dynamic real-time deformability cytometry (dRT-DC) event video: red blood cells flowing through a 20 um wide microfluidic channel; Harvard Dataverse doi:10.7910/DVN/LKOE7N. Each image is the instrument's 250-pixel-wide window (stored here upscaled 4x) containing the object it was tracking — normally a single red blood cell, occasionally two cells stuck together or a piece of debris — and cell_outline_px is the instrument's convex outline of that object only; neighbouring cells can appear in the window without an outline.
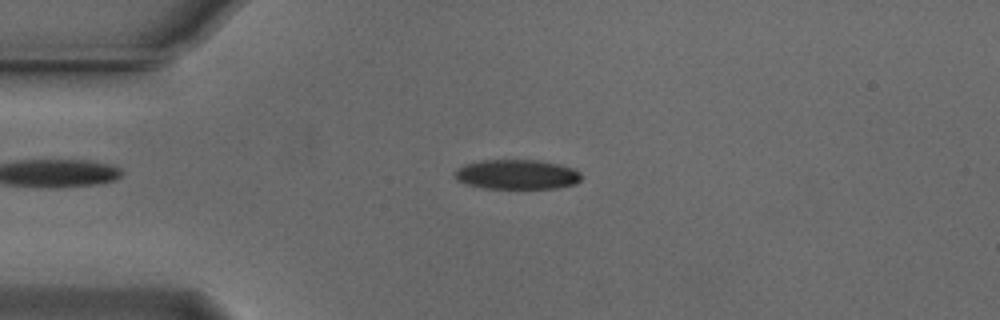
{"species": "Egyptian fruit bat (a non-hibernating species)", "species_latin": "Rousettus aegyptiacus", "temperature_condition": "cold", "stored_images_in_passage": 53, "camera_frame_rate_fps": 3000, "um_per_image_px": 0.085, "animal": {"sex": "male"}, "frame": {"image": 1, "passage_image": 12, "time_ms": 3.667, "image_size_px": [1000, 320], "cell_outline_px": [[580, 180], [576, 184], [556, 188], [484, 188], [468, 184], [456, 180], [452, 176], [464, 164], [480, 160], [540, 160], [560, 164], [572, 168], [580, 172]], "centroid_in_image_um": [43.94, 14.82], "position_along_channel_um": 41.1, "area_um2": 21.91}}
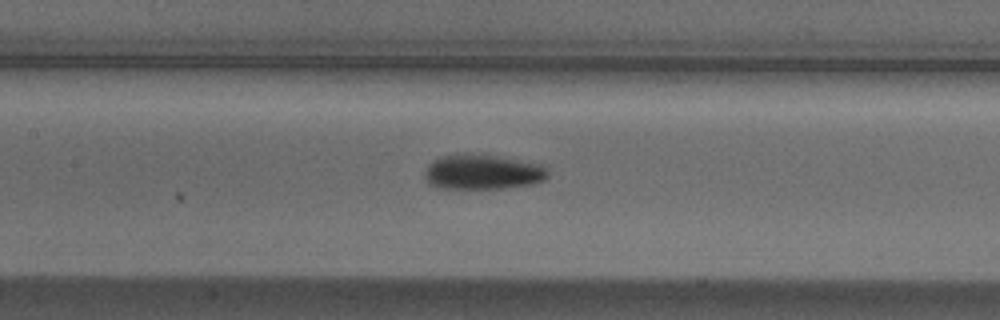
{"frame": {"image": 2, "passage_image": 24, "time_ms": 7.667, "image_size_px": [1000, 320], "cell_outline_px": [[548, 176], [544, 180], [532, 184], [500, 188], [436, 188], [428, 184], [424, 176], [424, 172], [428, 164], [432, 160], [440, 156], [464, 152], [492, 156], [544, 164], [548, 168]], "centroid_in_image_um": [40.98, 14.61], "position_along_channel_um": 166.4, "area_um2": 25.37}}
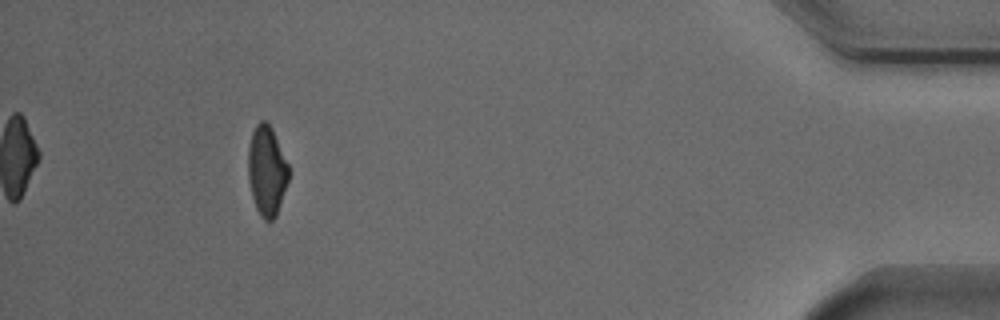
{"frame": {"image": 3, "passage_image": 49, "time_ms": 16.0, "image_size_px": [1000, 320], "cell_outline_px": [[288, 180], [276, 216], [272, 220], [264, 220], [260, 216], [256, 208], [252, 196], [248, 180], [248, 148], [252, 132], [256, 124], [260, 120], [264, 120], [272, 128], [288, 164]], "centroid_in_image_um": [22.66, 14.51], "position_along_channel_um": 412.5, "area_um2": 21.1}, "authors_computed_cell_mechanics": {"area_um2": 22.3686, "velocity_mm_per_s": 3.7484, "shape_relaxation_time_tau1_ms": 2.3106, "shape_relaxation_time_tau2_ms": null, "deformation_change_tau1": 0.1235, "deformation_change_tau2": null}}